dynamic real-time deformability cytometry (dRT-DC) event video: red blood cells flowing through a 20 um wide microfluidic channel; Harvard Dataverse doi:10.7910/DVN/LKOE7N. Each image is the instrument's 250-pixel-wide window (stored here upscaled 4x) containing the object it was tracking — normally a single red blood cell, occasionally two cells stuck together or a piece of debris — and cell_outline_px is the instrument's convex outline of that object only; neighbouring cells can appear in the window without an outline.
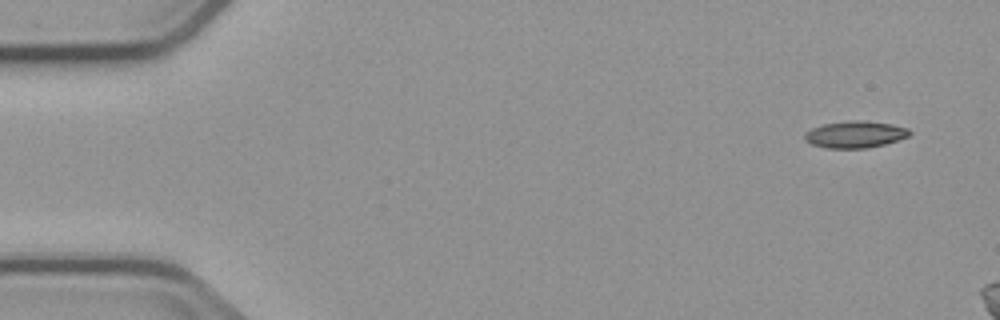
{"species": "common noctule bat (a hibernating species)", "species_latin": "Nyctalus noctula", "temperature_condition": "cold", "stored_images_in_passage": 7, "camera_frame_rate_fps": 3000, "um_per_image_px": 0.085, "animal": {"sex": "male", "body_mass_g": 23.1, "forearm_length_mm": 52.7}, "frame": {"image": 1, "passage_image": 1, "time_ms": 0.0, "image_size_px": [1000, 320], "cell_outline_px": [[912, 132], [908, 136], [884, 144], [864, 148], [828, 148], [812, 144], [804, 140], [804, 136], [812, 128], [824, 124], [852, 120], [864, 120], [892, 124], [908, 128]], "centroid_in_image_um": [72.7, 11.42], "position_along_channel_um": 12.3, "area_um2": 16.18}}
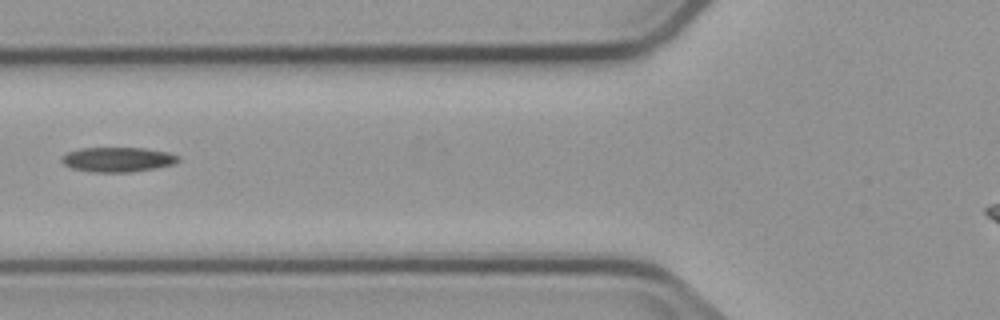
{"frame": {"image": 2, "passage_image": 6, "time_ms": 6.0, "image_size_px": [1000, 320], "cell_outline_px": [[180, 160], [176, 164], [156, 168], [132, 172], [92, 172], [72, 168], [64, 164], [60, 160], [60, 156], [68, 152], [80, 148], [144, 148], [168, 152], [180, 156]], "centroid_in_image_um": [10.03, 13.56], "position_along_channel_um": 115.8, "area_um2": 16.99}}
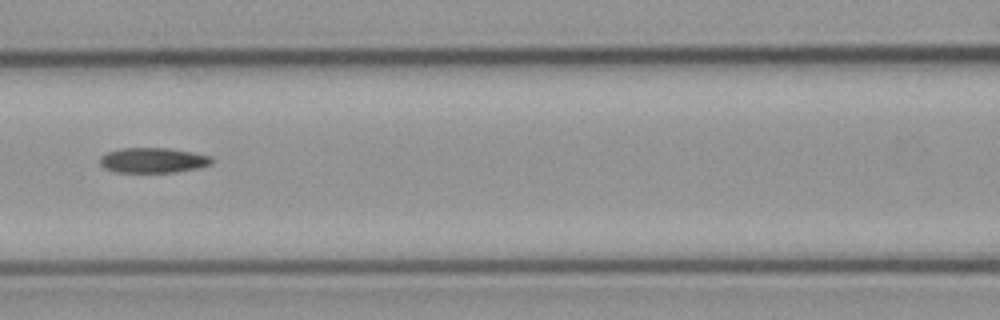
{"frame": {"image": 3, "passage_image": 7, "time_ms": 7.0, "image_size_px": [1000, 320], "cell_outline_px": [[212, 164], [196, 168], [176, 172], [116, 172], [104, 168], [100, 164], [100, 156], [108, 152], [120, 148], [168, 148], [192, 152], [212, 156]], "centroid_in_image_um": [13.0, 13.62], "position_along_channel_um": 153.6, "area_um2": 16.36}}